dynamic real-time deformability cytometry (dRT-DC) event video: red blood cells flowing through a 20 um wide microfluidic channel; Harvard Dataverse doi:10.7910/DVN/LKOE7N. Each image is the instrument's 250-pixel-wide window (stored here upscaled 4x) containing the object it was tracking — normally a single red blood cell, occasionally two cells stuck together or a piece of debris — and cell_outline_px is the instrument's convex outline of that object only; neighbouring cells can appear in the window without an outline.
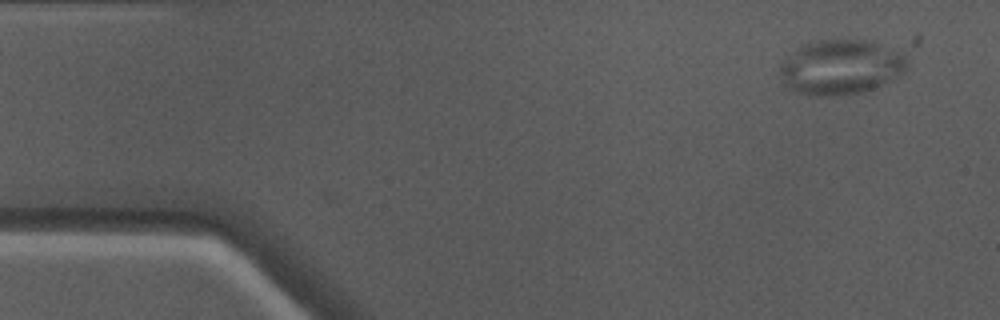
{"species": "Egyptian fruit bat (a non-hibernating species)", "species_latin": "Rousettus aegyptiacus", "temperature_condition": "warm", "stored_images_in_passage": 5, "camera_frame_rate_fps": 3000, "um_per_image_px": 0.085, "animal": {"sex": "male"}, "frame": {"image": 1, "passage_image": 1, "time_ms": 0.0, "image_size_px": [1000, 320], "cell_outline_px": [[908, 64], [904, 72], [900, 76], [872, 88], [860, 92], [840, 96], [808, 96], [788, 88], [780, 76], [780, 64], [796, 48], [804, 44], [820, 40], [872, 40], [892, 48], [900, 52], [904, 56]], "centroid_in_image_um": [71.46, 5.71], "position_along_channel_um": 13.5, "area_um2": 40.75}}